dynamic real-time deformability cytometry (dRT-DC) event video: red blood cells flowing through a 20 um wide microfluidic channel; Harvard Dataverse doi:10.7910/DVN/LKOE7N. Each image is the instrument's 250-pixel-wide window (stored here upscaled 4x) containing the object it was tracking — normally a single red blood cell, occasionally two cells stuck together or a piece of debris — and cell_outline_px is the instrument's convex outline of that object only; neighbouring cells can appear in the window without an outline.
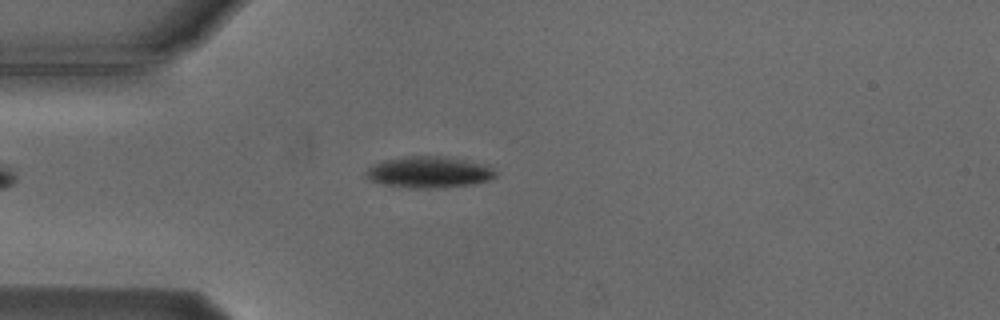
{"species": "Egyptian fruit bat (a non-hibernating species)", "species_latin": "Rousettus aegyptiacus", "temperature_condition": "cold", "stored_images_in_passage": 5, "camera_frame_rate_fps": 3000, "um_per_image_px": 0.085, "animal": {"sex": "male"}, "frame": {"image": 1, "passage_image": 3, "time_ms": 2.667, "image_size_px": [1000, 320], "cell_outline_px": [[496, 176], [488, 180], [472, 184], [444, 188], [408, 188], [384, 184], [368, 180], [364, 172], [368, 168], [384, 160], [404, 156], [448, 156], [488, 164], [496, 172]], "centroid_in_image_um": [36.49, 14.63], "position_along_channel_um": 48.5, "area_um2": 23.99}}